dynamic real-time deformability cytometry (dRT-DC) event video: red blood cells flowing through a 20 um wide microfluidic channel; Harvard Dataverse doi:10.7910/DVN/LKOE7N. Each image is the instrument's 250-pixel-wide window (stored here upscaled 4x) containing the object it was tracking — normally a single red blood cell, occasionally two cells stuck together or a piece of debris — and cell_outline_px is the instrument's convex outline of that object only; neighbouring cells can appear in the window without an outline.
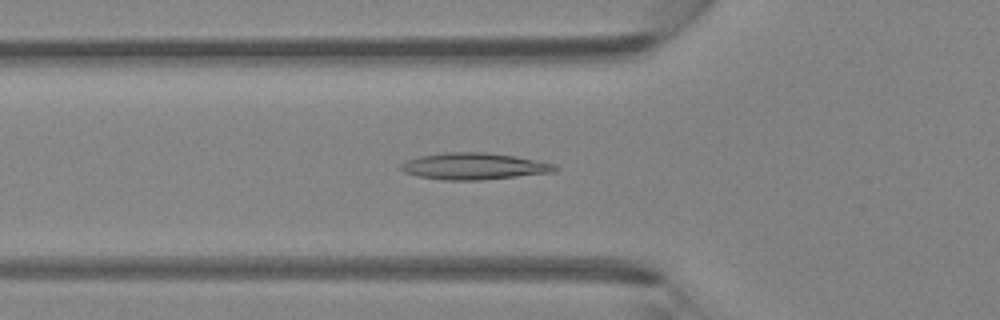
{"species": "Egyptian fruit bat (a non-hibernating species)", "species_latin": "Rousettus aegyptiacus", "temperature_condition": "room temperature", "stored_images_in_passage": 46, "camera_frame_rate_fps": 3000, "um_per_image_px": 0.085, "animal": {"sex": "female"}, "frame": {"image": 1, "passage_image": 16, "time_ms": 5.0, "image_size_px": [1000, 320], "cell_outline_px": [[560, 168], [552, 172], [480, 180], [444, 180], [416, 176], [404, 172], [400, 168], [400, 164], [404, 160], [416, 156], [444, 152], [484, 152], [516, 156], [556, 164]], "centroid_in_image_um": [40.23, 14.12], "position_along_channel_um": 85.6, "area_um2": 24.1}}
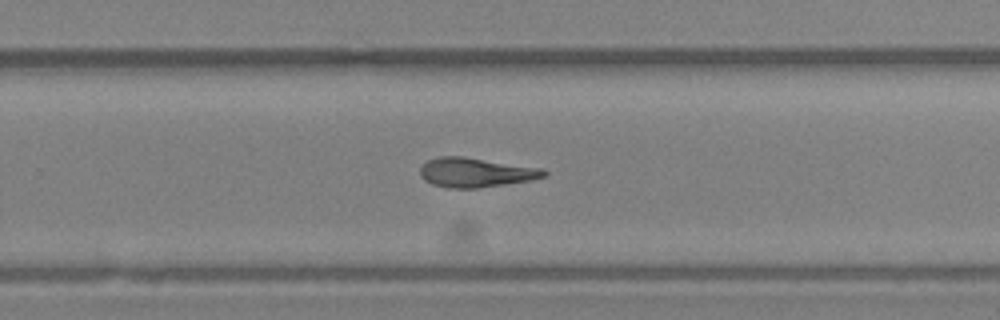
{"frame": {"image": 2, "passage_image": 30, "time_ms": 9.667, "image_size_px": [1000, 320], "cell_outline_px": [[548, 172], [544, 176], [532, 180], [476, 188], [448, 188], [432, 184], [424, 180], [420, 176], [420, 168], [428, 160], [436, 156], [460, 156], [544, 168]], "centroid_in_image_um": [40.42, 14.65], "position_along_channel_um": 289.4, "area_um2": 21.21}}
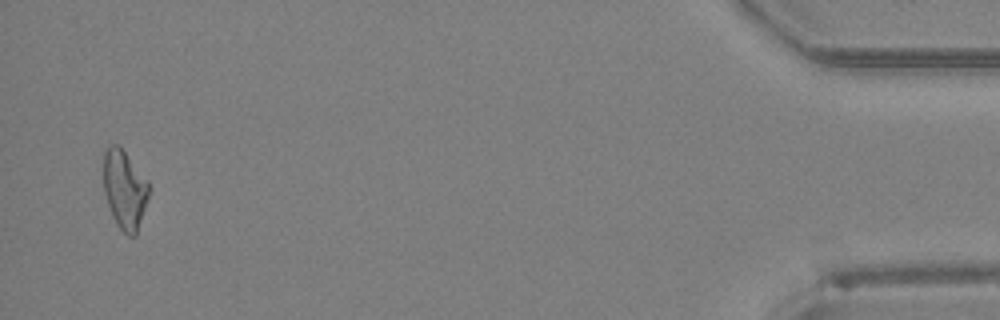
{"frame": {"image": 3, "passage_image": 45, "time_ms": 14.667, "image_size_px": [1000, 320], "cell_outline_px": [[148, 196], [136, 236], [128, 236], [116, 224], [112, 216], [104, 192], [104, 152], [108, 144], [120, 144], [148, 180]], "centroid_in_image_um": [10.58, 16.06], "position_along_channel_um": 424.6, "area_um2": 20.92}, "authors_computed_cell_mechanics": {"area_um2": 21.2126, "velocity_mm_per_s": 4.3834, "shape_relaxation_time_tau1_ms": null, "shape_relaxation_time_tau2_ms": 2.2549, "deformation_change_tau1": null, "deformation_change_tau2": 0.1161}}